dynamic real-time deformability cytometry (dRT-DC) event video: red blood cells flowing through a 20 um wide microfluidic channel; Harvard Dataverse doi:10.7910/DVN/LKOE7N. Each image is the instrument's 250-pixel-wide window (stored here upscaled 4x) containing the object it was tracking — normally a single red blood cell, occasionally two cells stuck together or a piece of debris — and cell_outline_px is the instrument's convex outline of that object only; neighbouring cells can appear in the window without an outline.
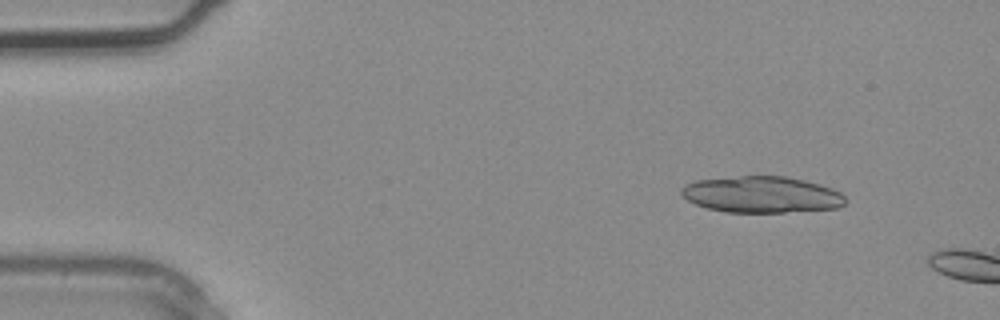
{"species": "common noctule bat (a hibernating species)", "species_latin": "Nyctalus noctula", "temperature_condition": "warm", "stored_images_in_passage": 3, "camera_frame_rate_fps": 3000, "um_per_image_px": 0.085, "animal": {"sex": "male", "body_mass_g": 20.4}, "frame": {"image": 1, "passage_image": 1, "time_ms": 0.0, "image_size_px": [1000, 320], "cell_outline_px": [[848, 200], [840, 208], [784, 212], [724, 212], [708, 208], [696, 204], [688, 200], [680, 192], [680, 188], [684, 184], [696, 180], [740, 176], [784, 176], [804, 180], [820, 184], [832, 188], [840, 192]], "centroid_in_image_um": [64.76, 16.53], "position_along_channel_um": 20.2, "area_um2": 34.91}}